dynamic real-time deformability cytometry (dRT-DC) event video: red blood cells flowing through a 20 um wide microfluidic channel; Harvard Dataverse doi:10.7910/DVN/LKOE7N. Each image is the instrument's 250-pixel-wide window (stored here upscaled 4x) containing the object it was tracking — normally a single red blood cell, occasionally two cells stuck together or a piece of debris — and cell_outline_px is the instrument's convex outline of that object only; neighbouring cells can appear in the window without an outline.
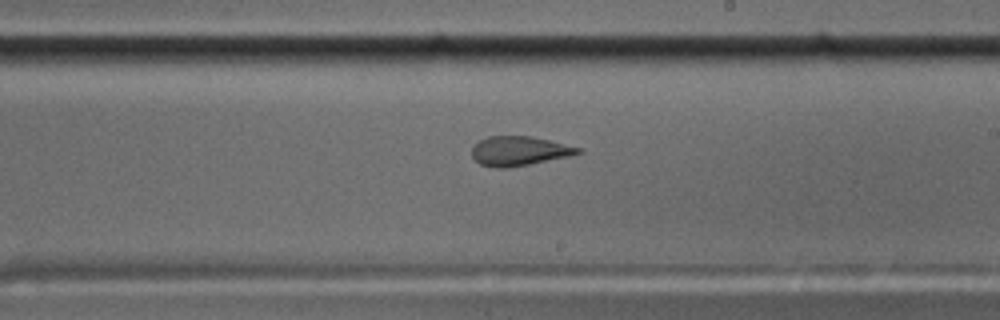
{"species": "common noctule bat (a hibernating species)", "species_latin": "Nyctalus noctula", "temperature_condition": "cold", "stored_images_in_passage": 47, "camera_frame_rate_fps": 3000, "um_per_image_px": 0.085, "animal": {"sex": "male", "body_mass_g": 17.5, "forearm_length_mm": 52.3}, "frame": {"image": 1, "passage_image": 24, "time_ms": 7.667, "image_size_px": [1000, 320], "cell_outline_px": [[584, 152], [568, 156], [528, 164], [504, 168], [496, 168], [480, 164], [472, 156], [472, 148], [480, 140], [488, 136], [532, 136], [580, 148]], "centroid_in_image_um": [44.11, 12.83], "position_along_channel_um": 244.9, "area_um2": 17.86}}
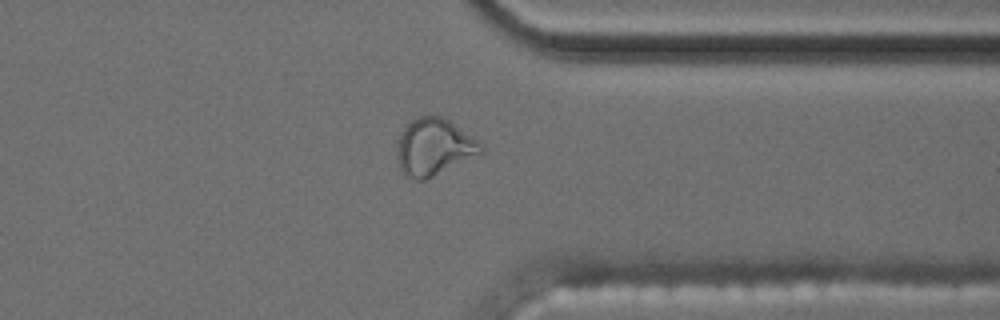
{"frame": {"image": 2, "passage_image": 35, "time_ms": 11.333, "image_size_px": [1000, 320], "cell_outline_px": [[484, 152], [424, 180], [416, 180], [404, 176], [400, 168], [396, 156], [396, 140], [400, 132], [412, 120], [420, 116], [440, 116], [448, 120], [484, 144]], "centroid_in_image_um": [36.85, 12.5], "position_along_channel_um": 374.5, "area_um2": 27.86}}
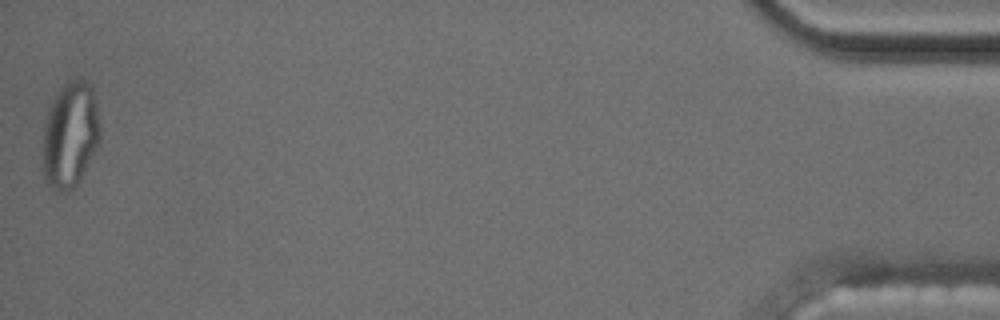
{"frame": {"image": 3, "passage_image": 47, "time_ms": 15.333, "image_size_px": [1000, 320], "cell_outline_px": [[100, 140], [76, 184], [72, 188], [52, 188], [44, 180], [44, 128], [48, 112], [60, 88], [68, 80], [84, 80], [92, 84], [100, 124]], "centroid_in_image_um": [5.99, 11.39], "position_along_channel_um": 429.2, "area_um2": 34.28}, "authors_computed_cell_mechanics": {"area_um2": 19.7098, "velocity_mm_per_s": 3.5961, "shape_relaxation_time_tau1_ms": null, "shape_relaxation_time_tau2_ms": 1.5243, "deformation_change_tau1": null, "deformation_change_tau2": 0.0623}}